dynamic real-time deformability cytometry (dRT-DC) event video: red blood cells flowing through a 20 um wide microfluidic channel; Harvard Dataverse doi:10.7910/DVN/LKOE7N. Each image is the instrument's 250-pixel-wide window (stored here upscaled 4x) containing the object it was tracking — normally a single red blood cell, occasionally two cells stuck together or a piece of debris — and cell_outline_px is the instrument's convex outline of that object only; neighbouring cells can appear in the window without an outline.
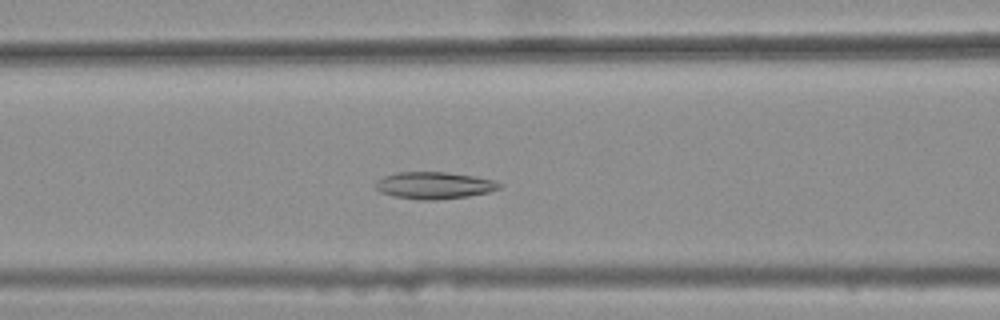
{"species": "common noctule bat (a hibernating species)", "species_latin": "Nyctalus noctula", "temperature_condition": "warm", "stored_images_in_passage": 39, "camera_frame_rate_fps": 3000, "um_per_image_px": 0.085, "animal": {"sex": "female", "body_mass_g": 25.1}, "frame": {"image": 1, "passage_image": 16, "time_ms": 5.0, "image_size_px": [1000, 320], "cell_outline_px": [[504, 184], [500, 188], [488, 192], [468, 196], [436, 200], [420, 200], [396, 196], [380, 192], [376, 188], [376, 180], [384, 176], [400, 172], [444, 172], [472, 176], [492, 180]], "centroid_in_image_um": [36.91, 15.76], "position_along_channel_um": 129.7, "area_um2": 19.25}}
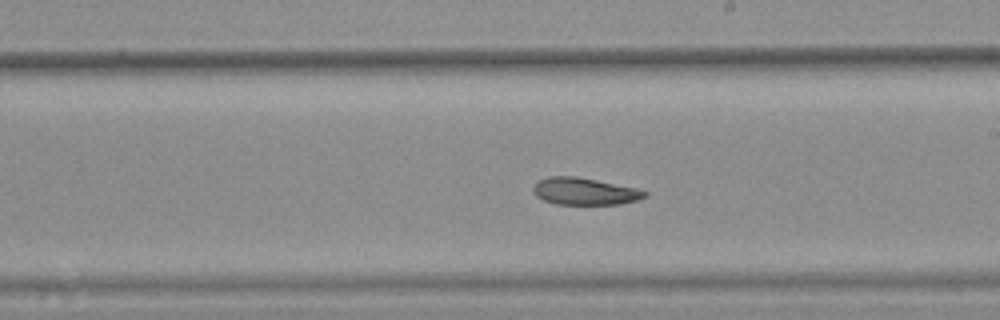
{"frame": {"image": 2, "passage_image": 25, "time_ms": 8.0, "image_size_px": [1000, 320], "cell_outline_px": [[648, 196], [636, 200], [620, 204], [556, 204], [544, 200], [536, 196], [532, 192], [532, 188], [540, 180], [548, 176], [576, 176], [636, 188], [648, 192]], "centroid_in_image_um": [49.68, 16.26], "position_along_channel_um": 239.3, "area_um2": 17.51}}
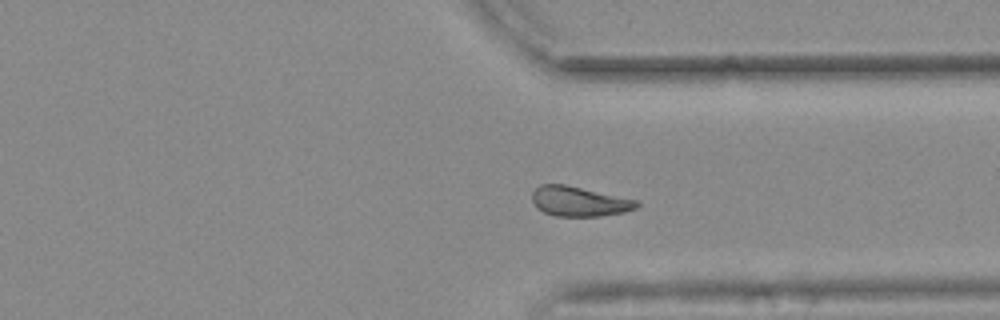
{"frame": {"image": 3, "passage_image": 35, "time_ms": 11.333, "image_size_px": [1000, 320], "cell_outline_px": [[640, 204], [636, 208], [624, 212], [600, 216], [556, 216], [544, 212], [536, 208], [532, 200], [532, 192], [540, 184], [564, 184], [640, 200]], "centroid_in_image_um": [49.24, 17.11], "position_along_channel_um": 362.2, "area_um2": 18.32}}